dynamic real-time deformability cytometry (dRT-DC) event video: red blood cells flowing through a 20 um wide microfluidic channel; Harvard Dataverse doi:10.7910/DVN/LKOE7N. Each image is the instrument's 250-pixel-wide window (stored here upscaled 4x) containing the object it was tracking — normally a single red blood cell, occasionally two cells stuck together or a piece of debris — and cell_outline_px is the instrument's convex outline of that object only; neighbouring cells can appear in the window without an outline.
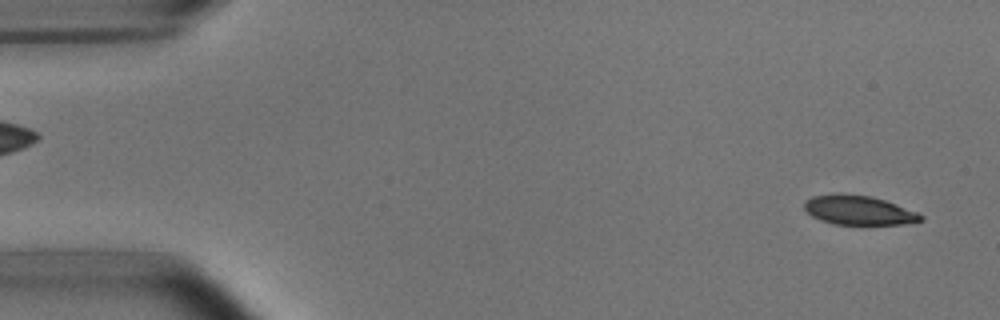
{"species": "common noctule bat (a hibernating species)", "species_latin": "Nyctalus noctula", "temperature_condition": "room temperature", "stored_images_in_passage": 52, "camera_frame_rate_fps": 3000, "um_per_image_px": 0.085, "animal": {"sex": "male", "body_mass_g": 15.6}, "frame": {"image": 1, "passage_image": 2, "time_ms": 0.333, "image_size_px": [1000, 320], "cell_outline_px": [[924, 220], [904, 224], [832, 224], [820, 220], [812, 216], [804, 208], [804, 200], [812, 196], [836, 192], [840, 192], [872, 196], [896, 204], [916, 212], [924, 216]], "centroid_in_image_um": [72.94, 17.84], "position_along_channel_um": 12.1, "area_um2": 20.11}}
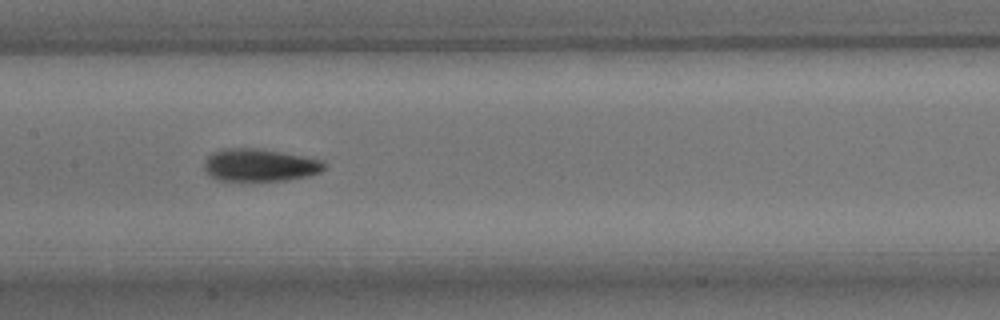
{"frame": {"image": 2, "passage_image": 25, "time_ms": 8.0, "image_size_px": [1000, 320], "cell_outline_px": [[328, 164], [320, 172], [308, 176], [288, 180], [216, 180], [204, 168], [204, 164], [208, 156], [212, 152], [224, 148], [252, 148], [280, 152], [304, 156], [320, 160]], "centroid_in_image_um": [22.09, 14.03], "position_along_channel_um": 185.3, "area_um2": 22.54}}
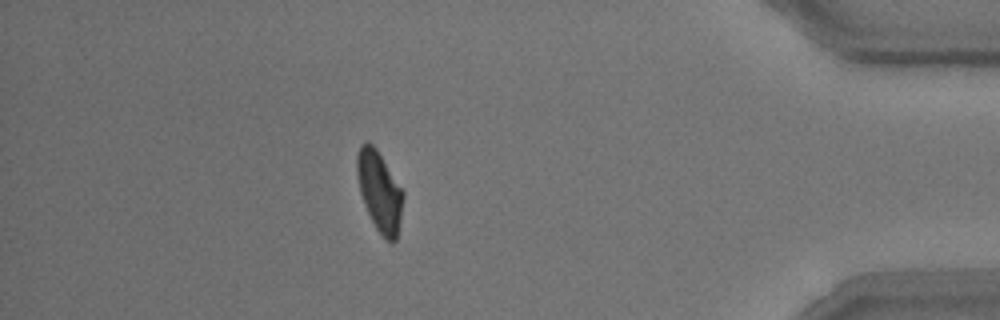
{"frame": {"image": 3, "passage_image": 46, "time_ms": 15.0, "image_size_px": [1000, 320], "cell_outline_px": [[404, 196], [400, 220], [396, 240], [392, 244], [376, 228], [364, 204], [360, 192], [356, 172], [356, 156], [360, 144], [368, 140], [376, 148], [404, 192]], "centroid_in_image_um": [32.24, 16.22], "position_along_channel_um": 403.0, "area_um2": 21.39}, "authors_computed_cell_mechanics": {"area_um2": 21.7617, "velocity_mm_per_s": 3.7443, "shape_relaxation_time_tau1_ms": 4.6132, "shape_relaxation_time_tau2_ms": 2.589, "deformation_change_tau1": 0.1591, "deformation_change_tau2": 0.091}}